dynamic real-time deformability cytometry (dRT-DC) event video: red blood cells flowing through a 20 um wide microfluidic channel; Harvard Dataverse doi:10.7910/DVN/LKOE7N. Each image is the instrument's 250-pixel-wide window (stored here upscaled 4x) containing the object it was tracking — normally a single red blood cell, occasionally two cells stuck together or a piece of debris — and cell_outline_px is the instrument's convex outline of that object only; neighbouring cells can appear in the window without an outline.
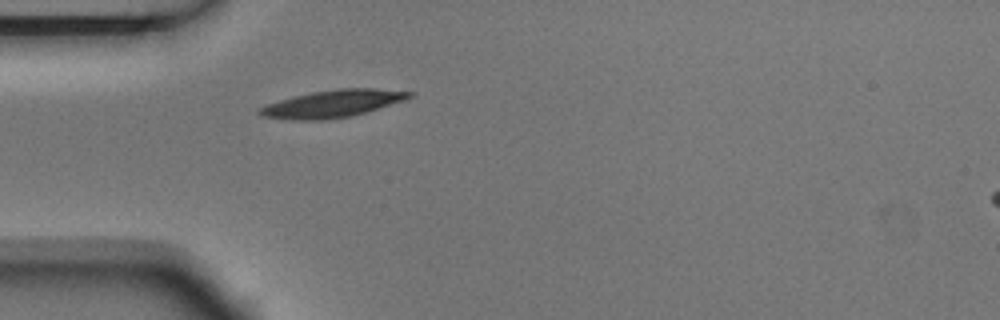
{"species": "Egyptian fruit bat (a non-hibernating species)", "species_latin": "Rousettus aegyptiacus", "temperature_condition": "room temperature", "stored_images_in_passage": 1, "camera_frame_rate_fps": 3000, "um_per_image_px": 0.085, "animal": {"sex": "male"}, "frame": {"image": 1, "passage_image": 1, "time_ms": 0.0, "image_size_px": [1000, 320], "cell_outline_px": [[412, 96], [404, 100], [364, 112], [348, 116], [320, 120], [296, 120], [264, 116], [256, 112], [260, 108], [268, 104], [280, 100], [312, 92], [340, 88], [372, 88], [412, 92]], "centroid_in_image_um": [28.26, 8.8], "position_along_channel_um": 56.7, "area_um2": 23.12}}